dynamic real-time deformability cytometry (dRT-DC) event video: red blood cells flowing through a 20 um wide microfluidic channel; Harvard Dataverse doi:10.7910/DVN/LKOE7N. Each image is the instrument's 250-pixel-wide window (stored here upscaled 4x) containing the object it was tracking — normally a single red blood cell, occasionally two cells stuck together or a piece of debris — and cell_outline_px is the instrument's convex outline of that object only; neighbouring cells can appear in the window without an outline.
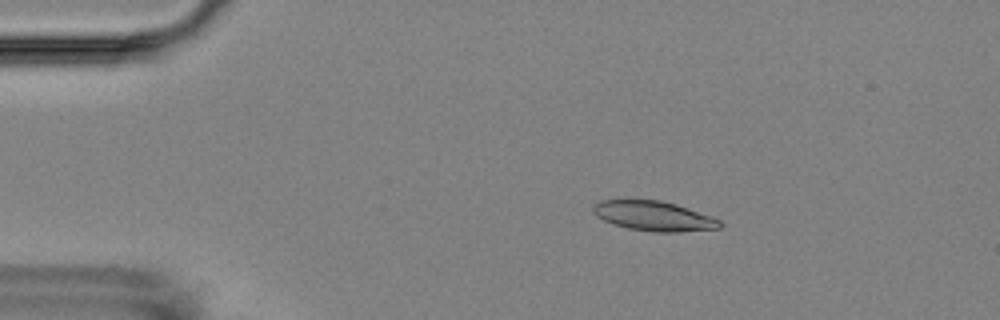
{"species": "Egyptian fruit bat (a non-hibernating species)", "species_latin": "Rousettus aegyptiacus", "temperature_condition": "room temperature", "stored_images_in_passage": 9, "camera_frame_rate_fps": 3000, "um_per_image_px": 0.085, "animal": {"sex": "female"}, "frame": {"image": 1, "passage_image": 3, "time_ms": 2.0, "image_size_px": [1000, 320], "cell_outline_px": [[724, 224], [720, 228], [680, 232], [652, 232], [628, 228], [612, 224], [596, 216], [592, 212], [592, 204], [600, 200], [660, 200], [676, 204], [712, 216], [720, 220]], "centroid_in_image_um": [55.57, 18.36], "position_along_channel_um": 29.4, "area_um2": 22.2}}
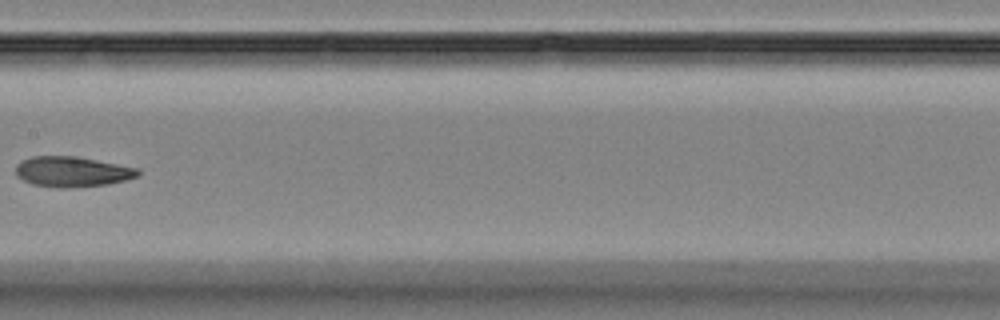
{"frame": {"image": 2, "passage_image": 8, "time_ms": 8.333, "image_size_px": [1000, 320], "cell_outline_px": [[140, 176], [128, 180], [108, 184], [68, 188], [52, 188], [32, 184], [16, 176], [16, 164], [20, 160], [32, 156], [76, 156], [140, 168]], "centroid_in_image_um": [6.15, 14.6], "position_along_channel_um": 201.3, "area_um2": 22.02}}
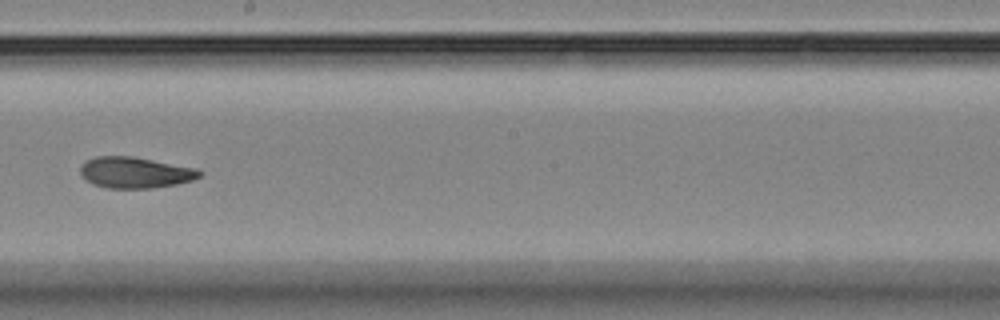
{"frame": {"image": 3, "passage_image": 9, "time_ms": 9.333, "image_size_px": [1000, 320], "cell_outline_px": [[204, 172], [200, 176], [192, 180], [176, 184], [152, 188], [108, 188], [92, 184], [84, 180], [80, 172], [80, 168], [88, 160], [96, 156], [132, 156], [196, 168]], "centroid_in_image_um": [11.48, 14.67], "position_along_channel_um": 236.7, "area_um2": 21.56}}